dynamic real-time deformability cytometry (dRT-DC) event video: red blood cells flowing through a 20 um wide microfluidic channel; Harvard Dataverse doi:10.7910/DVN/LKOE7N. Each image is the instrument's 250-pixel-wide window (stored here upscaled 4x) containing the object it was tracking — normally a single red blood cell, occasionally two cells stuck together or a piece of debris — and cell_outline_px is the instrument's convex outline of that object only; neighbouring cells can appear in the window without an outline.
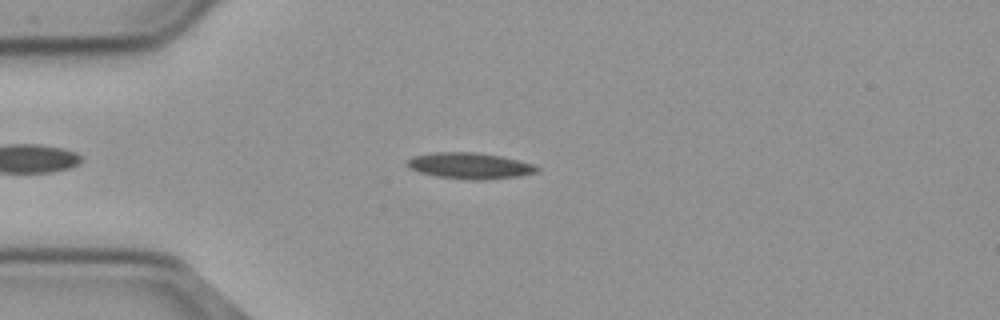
{"species": "common noctule bat (a hibernating species)", "species_latin": "Nyctalus noctula", "temperature_condition": "cold", "stored_images_in_passage": 48, "camera_frame_rate_fps": 3000, "um_per_image_px": 0.085, "animal": {"sex": "male", "body_mass_g": 23.1, "forearm_length_mm": 52.7}, "frame": {"image": 1, "passage_image": 10, "time_ms": 3.0, "image_size_px": [1000, 320], "cell_outline_px": [[540, 168], [536, 172], [520, 176], [476, 180], [436, 176], [420, 172], [408, 168], [408, 160], [412, 156], [432, 152], [476, 152], [500, 156], [532, 164]], "centroid_in_image_um": [39.9, 14.08], "position_along_channel_um": 45.1, "area_um2": 19.48}}
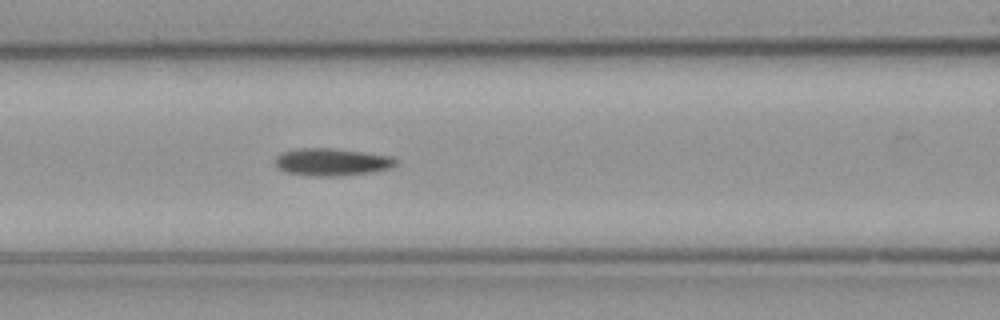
{"frame": {"image": 2, "passage_image": 19, "time_ms": 6.0, "image_size_px": [1000, 320], "cell_outline_px": [[400, 160], [396, 164], [388, 168], [372, 172], [340, 176], [308, 176], [288, 172], [280, 168], [276, 164], [276, 156], [284, 152], [296, 148], [332, 148], [364, 152], [392, 156]], "centroid_in_image_um": [28.25, 13.76], "position_along_channel_um": 138.4, "area_um2": 19.25}}
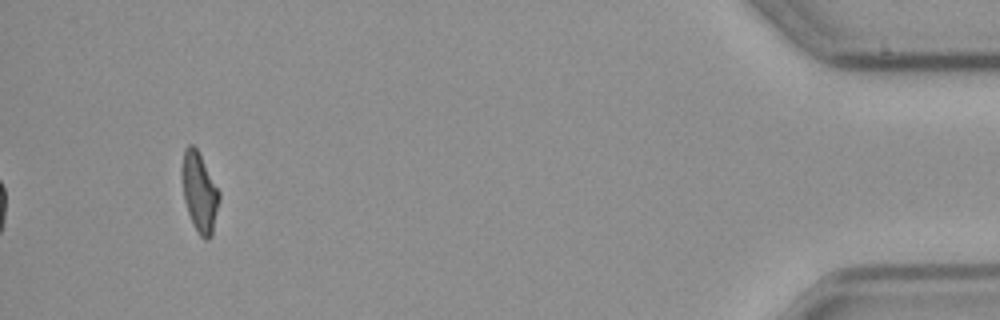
{"frame": {"image": 3, "passage_image": 48, "time_ms": 15.667, "image_size_px": [1000, 320], "cell_outline_px": [[220, 200], [212, 236], [208, 240], [204, 240], [200, 236], [188, 212], [184, 200], [180, 176], [180, 172], [184, 148], [188, 144], [192, 144], [196, 148], [220, 192]], "centroid_in_image_um": [16.94, 16.33], "position_along_channel_um": 418.3, "area_um2": 17.4}, "authors_computed_cell_mechanics": {"area_um2": 18.3804, "velocity_mm_per_s": 3.7013, "shape_relaxation_time_tau1_ms": 8.2128, "shape_relaxation_time_tau2_ms": null, "deformation_change_tau1": 0.1935, "deformation_change_tau2": null}}